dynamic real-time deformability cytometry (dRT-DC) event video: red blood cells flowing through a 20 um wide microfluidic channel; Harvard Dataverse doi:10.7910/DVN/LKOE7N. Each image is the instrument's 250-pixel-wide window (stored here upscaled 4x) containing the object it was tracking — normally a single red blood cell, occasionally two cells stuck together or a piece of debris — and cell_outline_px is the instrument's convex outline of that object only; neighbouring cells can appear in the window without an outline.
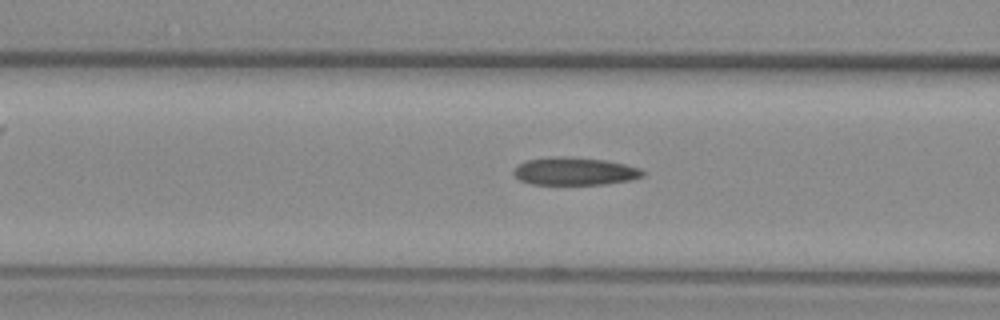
{"species": "common noctule bat (a hibernating species)", "species_latin": "Nyctalus noctula", "temperature_condition": "warm", "stored_images_in_passage": 54, "camera_frame_rate_fps": 3000, "um_per_image_px": 0.085, "animal": {"sex": "female", "body_mass_g": 29.2, "forearm_length_mm": 56.3}, "frame": {"image": 1, "passage_image": 22, "time_ms": 7.0, "image_size_px": [1000, 320], "cell_outline_px": [[644, 176], [632, 180], [604, 184], [532, 184], [520, 180], [512, 172], [524, 160], [552, 156], [564, 156], [604, 160], [624, 164], [640, 168], [644, 172]], "centroid_in_image_um": [48.85, 14.55], "position_along_channel_um": 117.7, "area_um2": 20.87}}
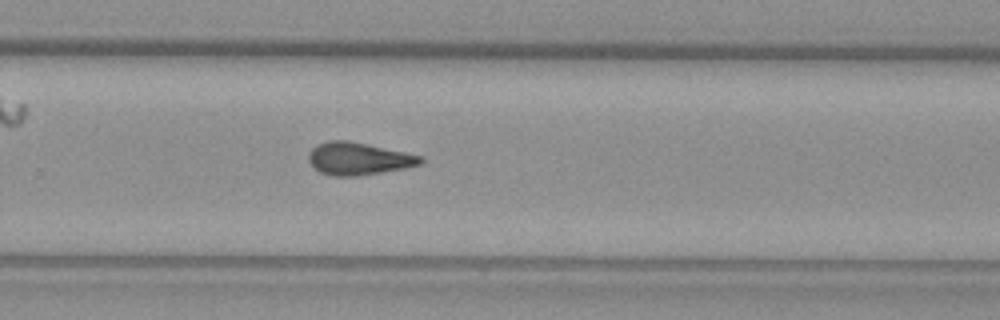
{"frame": {"image": 2, "passage_image": 36, "time_ms": 11.667, "image_size_px": [1000, 320], "cell_outline_px": [[424, 164], [404, 168], [356, 176], [332, 176], [320, 172], [308, 160], [308, 152], [316, 144], [328, 140], [348, 140], [368, 144], [424, 156]], "centroid_in_image_um": [30.48, 13.47], "position_along_channel_um": 299.3, "area_um2": 21.33}}
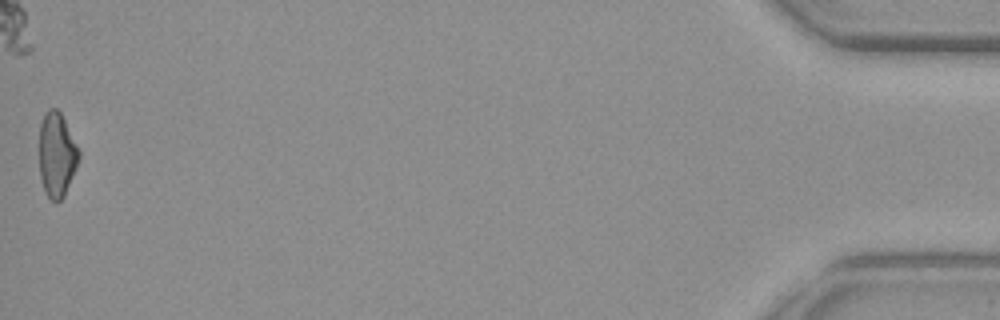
{"frame": {"image": 3, "passage_image": 54, "time_ms": 17.667, "image_size_px": [1000, 320], "cell_outline_px": [[80, 156], [64, 196], [56, 204], [44, 192], [40, 176], [40, 124], [44, 112], [48, 108], [56, 108], [60, 112], [80, 152]], "centroid_in_image_um": [4.81, 13.15], "position_along_channel_um": 430.4, "area_um2": 19.31}, "authors_computed_cell_mechanics": {"area_um2": 20.6057, "velocity_mm_per_s": 3.8967, "shape_relaxation_time_tau1_ms": null, "shape_relaxation_time_tau2_ms": 2.5162, "deformation_change_tau1": null, "deformation_change_tau2": 0.0985}}